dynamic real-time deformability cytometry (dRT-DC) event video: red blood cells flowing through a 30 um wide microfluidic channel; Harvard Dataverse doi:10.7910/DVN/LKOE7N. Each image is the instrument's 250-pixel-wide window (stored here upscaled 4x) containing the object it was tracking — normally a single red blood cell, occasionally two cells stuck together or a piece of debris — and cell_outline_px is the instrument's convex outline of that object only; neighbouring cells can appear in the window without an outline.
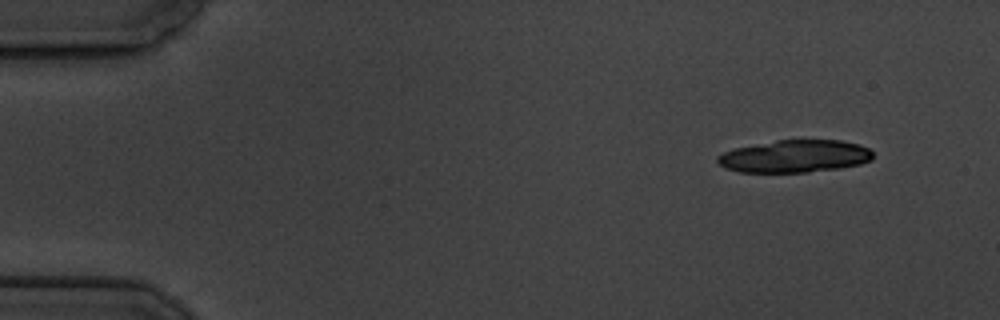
{"species": "common noctule bat (a hibernating species)", "species_latin": "Nyctalus noctula", "temperature_condition": "cold", "stored_images_in_passage": 4, "camera_frame_rate_fps": 3000, "um_per_image_px": 0.085, "animal": {"sex": "male", "body_mass_g": 19.5, "forearm_length_mm": 54.6}, "frame": {"image": 1, "passage_image": 1, "time_ms": 0.0, "image_size_px": [1000, 320], "cell_outline_px": [[872, 160], [860, 164], [840, 168], [808, 172], [740, 172], [724, 168], [716, 160], [716, 156], [724, 152], [736, 148], [776, 140], [840, 140], [860, 144], [868, 148], [872, 152]], "centroid_in_image_um": [67.56, 13.28], "position_along_channel_um": 17.4, "area_um2": 29.42}}